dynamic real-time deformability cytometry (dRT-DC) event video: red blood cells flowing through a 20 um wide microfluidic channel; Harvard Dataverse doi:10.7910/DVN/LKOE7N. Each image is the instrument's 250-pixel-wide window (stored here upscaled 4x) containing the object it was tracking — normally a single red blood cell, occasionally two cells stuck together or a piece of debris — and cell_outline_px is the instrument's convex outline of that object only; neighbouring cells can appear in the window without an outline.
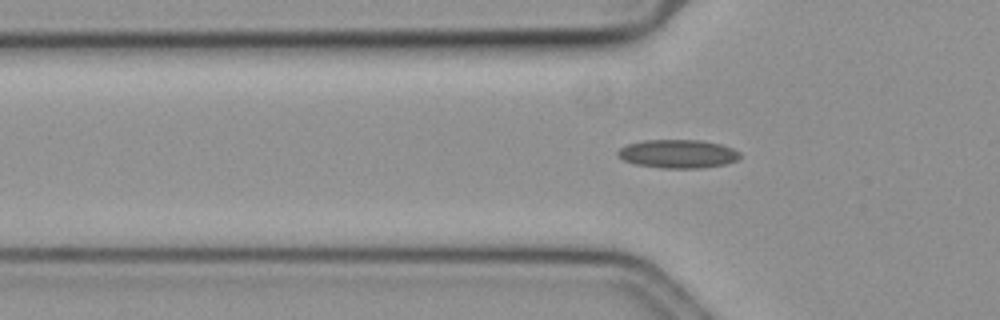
{"species": "common noctule bat (a hibernating species)", "species_latin": "Nyctalus noctula", "temperature_condition": "cold", "stored_images_in_passage": 29, "camera_frame_rate_fps": 3000, "um_per_image_px": 0.085, "animal": {"sex": "female", "body_mass_g": 19.3, "forearm_length_mm": 54.1}, "frame": {"image": 1, "passage_image": 3, "time_ms": 0.667, "image_size_px": [1000, 320], "cell_outline_px": [[740, 156], [736, 160], [724, 164], [704, 168], [660, 168], [632, 164], [616, 156], [616, 152], [620, 148], [628, 144], [644, 140], [700, 140], [720, 144], [732, 148], [740, 152]], "centroid_in_image_um": [57.58, 13.08], "position_along_channel_um": 68.2, "area_um2": 20.4}}
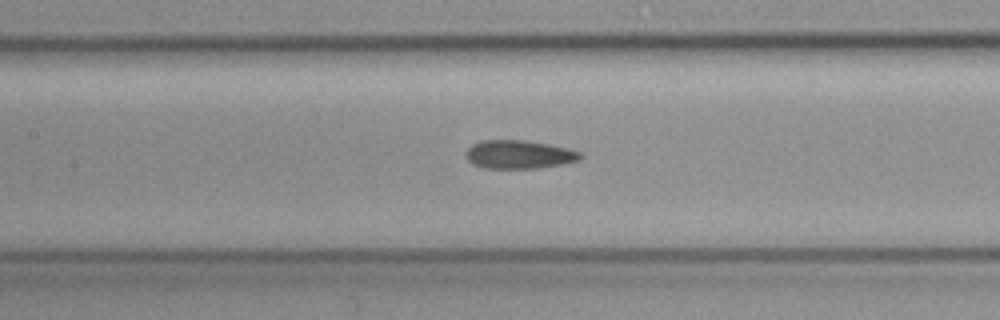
{"frame": {"image": 2, "passage_image": 11, "time_ms": 3.333, "image_size_px": [1000, 320], "cell_outline_px": [[584, 156], [580, 160], [564, 164], [540, 168], [484, 168], [472, 164], [464, 156], [468, 148], [472, 144], [480, 140], [524, 140], [548, 144], [568, 148], [580, 152]], "centroid_in_image_um": [44.12, 13.13], "position_along_channel_um": 163.3, "area_um2": 19.19}}
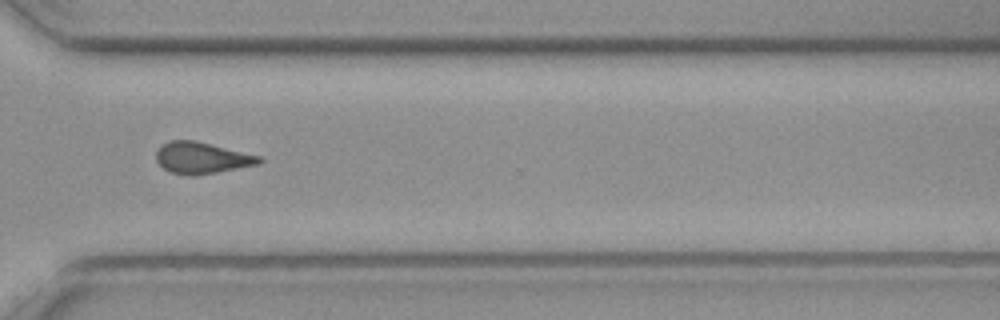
{"frame": {"image": 3, "passage_image": 27, "time_ms": 8.667, "image_size_px": [1000, 320], "cell_outline_px": [[264, 160], [260, 164], [196, 176], [188, 176], [168, 172], [156, 160], [156, 152], [164, 144], [172, 140], [196, 140], [260, 156]], "centroid_in_image_um": [17.17, 13.43], "position_along_channel_um": 353.4, "area_um2": 18.96}, "authors_computed_cell_mechanics": {"area_um2": 18.9584, "velocity_mm_per_s": 3.5666, "shape_relaxation_time_tau1_ms": null, "shape_relaxation_time_tau2_ms": 4.1464, "deformation_change_tau1": null, "deformation_change_tau2": 0.1286}}